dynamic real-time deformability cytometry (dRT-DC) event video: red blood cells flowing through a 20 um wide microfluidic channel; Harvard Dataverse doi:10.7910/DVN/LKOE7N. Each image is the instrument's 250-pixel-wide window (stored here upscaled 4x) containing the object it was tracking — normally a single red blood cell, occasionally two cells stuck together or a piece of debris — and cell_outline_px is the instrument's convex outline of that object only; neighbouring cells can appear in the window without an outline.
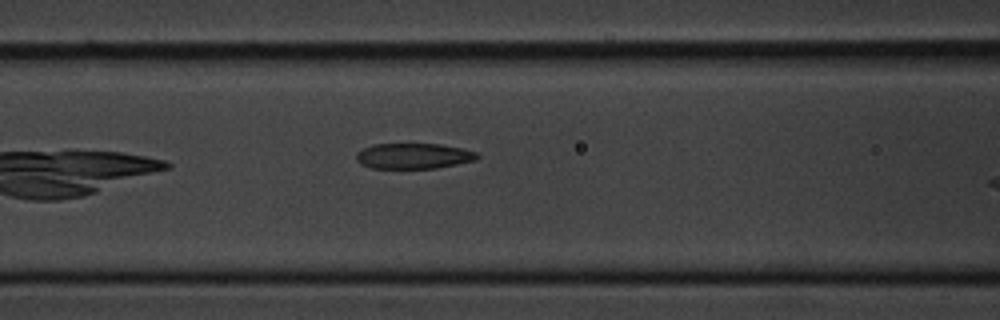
{"species": "common noctule bat (a hibernating species)", "species_latin": "Nyctalus noctula", "temperature_condition": "cold", "stored_images_in_passage": 8, "segment_of_instrument_passage": [1, 2], "camera_frame_rate_fps": 3000, "um_per_image_px": 0.085, "animal": {"sex": "male", "body_mass_g": 20.1, "forearm_length_mm": 53.5}, "frame": {"image": 1, "passage_image": 7, "time_ms": 7.667, "image_size_px": [1000, 320], "cell_outline_px": [[480, 156], [476, 160], [436, 168], [372, 168], [360, 164], [356, 160], [356, 152], [372, 144], [440, 144], [460, 148], [476, 152]], "centroid_in_image_um": [35.12, 13.26], "position_along_channel_um": 131.5, "area_um2": 17.98}}